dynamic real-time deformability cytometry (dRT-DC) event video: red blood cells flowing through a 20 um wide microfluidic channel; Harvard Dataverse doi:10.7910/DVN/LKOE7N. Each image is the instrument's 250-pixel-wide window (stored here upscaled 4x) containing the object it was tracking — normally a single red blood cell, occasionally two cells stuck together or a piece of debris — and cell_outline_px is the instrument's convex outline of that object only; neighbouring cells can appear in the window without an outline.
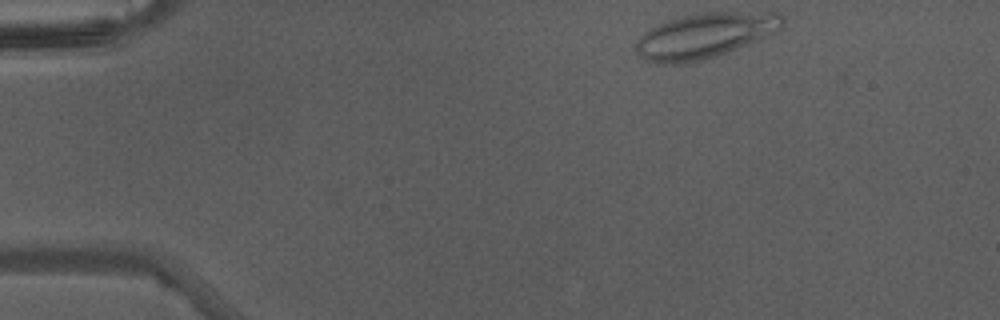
{"species": "Egyptian fruit bat (a non-hibernating species)", "species_latin": "Rousettus aegyptiacus", "temperature_condition": "warm", "stored_images_in_passage": 39, "camera_frame_rate_fps": 3000, "um_per_image_px": 0.085, "animal": {"sex": "male"}, "frame": {"image": 1, "passage_image": 1, "time_ms": 0.0, "image_size_px": [1000, 320], "cell_outline_px": [[784, 28], [768, 36], [728, 52], [700, 60], [684, 64], [656, 64], [644, 60], [636, 52], [636, 44], [640, 36], [648, 28], [668, 20], [684, 16], [704, 12], [780, 12], [784, 20]], "centroid_in_image_um": [59.92, 3.03], "position_along_channel_um": 25.1, "area_um2": 38.84}}
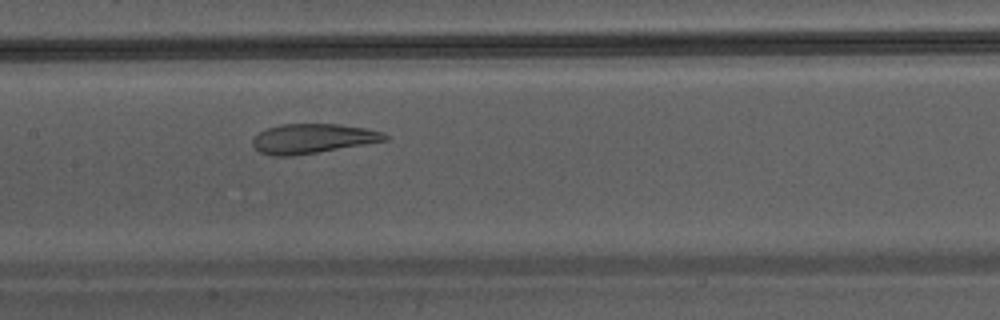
{"frame": {"image": 2, "passage_image": 17, "time_ms": 5.333, "image_size_px": [1000, 320], "cell_outline_px": [[388, 140], [292, 156], [272, 156], [260, 152], [252, 144], [252, 136], [264, 128], [280, 124], [336, 124], [364, 128], [384, 132], [388, 136]], "centroid_in_image_um": [26.51, 11.77], "position_along_channel_um": 180.9, "area_um2": 22.77}}
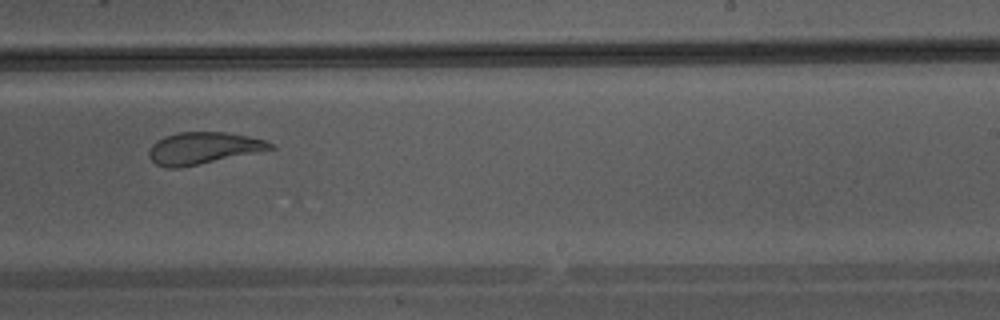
{"frame": {"image": 3, "passage_image": 23, "time_ms": 7.333, "image_size_px": [1000, 320], "cell_outline_px": [[276, 148], [180, 168], [164, 168], [156, 164], [148, 156], [148, 152], [152, 144], [156, 140], [164, 136], [180, 132], [224, 132], [248, 136], [264, 140], [276, 144]], "centroid_in_image_um": [17.24, 12.59], "position_along_channel_um": 271.8, "area_um2": 22.54}}